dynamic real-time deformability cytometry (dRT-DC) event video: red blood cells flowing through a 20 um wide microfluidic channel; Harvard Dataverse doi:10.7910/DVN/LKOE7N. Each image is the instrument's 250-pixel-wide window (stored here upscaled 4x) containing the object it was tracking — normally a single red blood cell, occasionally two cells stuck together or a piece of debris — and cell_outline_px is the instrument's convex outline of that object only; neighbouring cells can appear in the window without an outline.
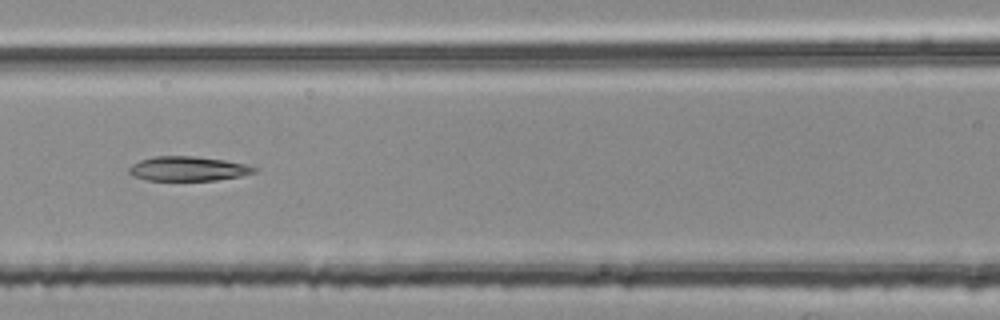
{"species": "common noctule bat (a hibernating species)", "species_latin": "Nyctalus noctula", "temperature_condition": "room temperature", "stored_images_in_passage": 6, "camera_frame_rate_fps": 3000, "um_per_image_px": 0.085, "animal": {"sex": "female", "body_mass_g": 25.1}, "frame": {"image": 1, "passage_image": 6, "time_ms": 1.667, "image_size_px": [1000, 320], "cell_outline_px": [[260, 168], [256, 172], [240, 176], [216, 180], [148, 180], [132, 176], [128, 172], [128, 168], [132, 164], [140, 160], [152, 156], [196, 156], [224, 160], [248, 164]], "centroid_in_image_um": [16.0, 14.33], "position_along_channel_um": 150.6, "area_um2": 18.03}}